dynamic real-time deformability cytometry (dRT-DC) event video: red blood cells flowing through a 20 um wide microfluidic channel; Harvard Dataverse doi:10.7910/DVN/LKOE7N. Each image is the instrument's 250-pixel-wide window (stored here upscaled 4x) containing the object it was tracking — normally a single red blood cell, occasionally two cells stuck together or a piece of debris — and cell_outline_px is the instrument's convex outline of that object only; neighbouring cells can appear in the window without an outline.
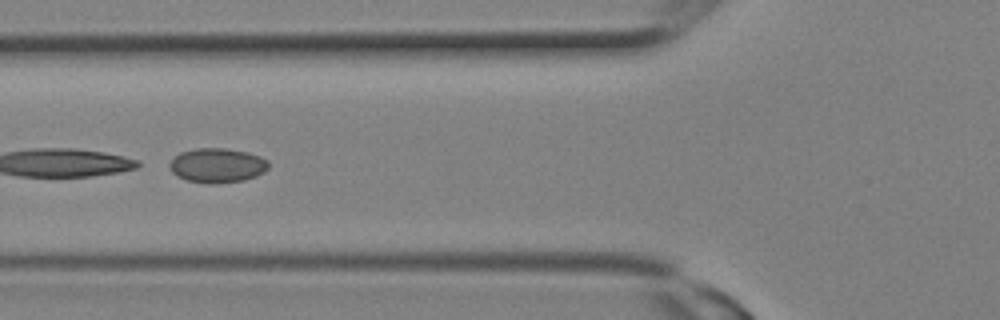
{"species": "Egyptian fruit bat (a non-hibernating species)", "species_latin": "Rousettus aegyptiacus", "temperature_condition": "room temperature", "stored_images_in_passage": 16, "camera_frame_rate_fps": 3000, "um_per_image_px": 0.085, "animal": {"sex": "female"}, "frame": {"image": 1, "passage_image": 10, "time_ms": 3.0, "image_size_px": [1000, 320], "cell_outline_px": [[268, 168], [264, 172], [256, 176], [244, 180], [216, 184], [208, 184], [188, 180], [176, 176], [172, 172], [168, 164], [180, 152], [196, 148], [224, 148], [248, 152], [260, 156], [268, 160]], "centroid_in_image_um": [18.47, 14.06], "position_along_channel_um": 107.3, "area_um2": 20.0}}
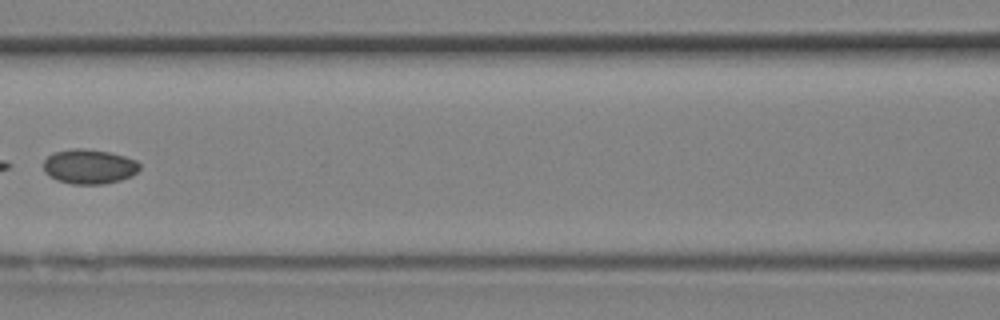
{"frame": {"image": 2, "passage_image": 12, "time_ms": 3.667, "image_size_px": [1000, 320], "cell_outline_px": [[140, 168], [132, 176], [120, 180], [104, 184], [72, 184], [56, 180], [48, 176], [44, 172], [44, 160], [48, 156], [56, 152], [76, 148], [80, 148], [108, 152], [124, 156], [136, 160], [140, 164]], "centroid_in_image_um": [7.58, 14.17], "position_along_channel_um": 159.0, "area_um2": 19.36}}